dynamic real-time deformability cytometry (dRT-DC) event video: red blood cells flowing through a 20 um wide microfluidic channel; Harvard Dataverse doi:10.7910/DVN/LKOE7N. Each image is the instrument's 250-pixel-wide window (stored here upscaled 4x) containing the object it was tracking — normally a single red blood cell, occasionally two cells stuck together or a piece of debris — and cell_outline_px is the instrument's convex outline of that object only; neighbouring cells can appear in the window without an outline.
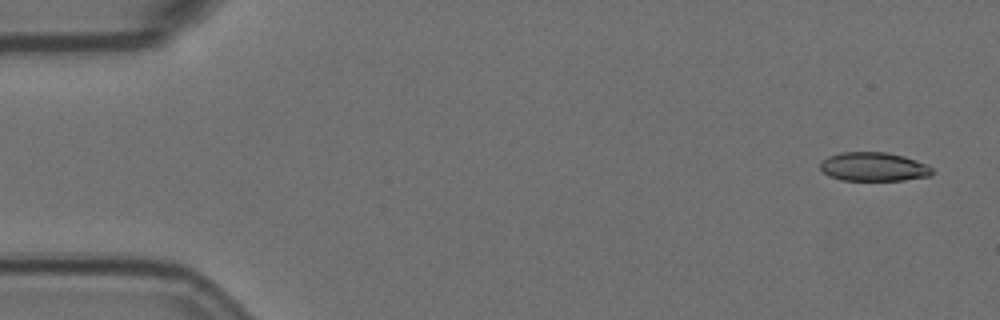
{"species": "Egyptian fruit bat (a non-hibernating species)", "species_latin": "Rousettus aegyptiacus", "temperature_condition": "room temperature", "stored_images_in_passage": 7, "camera_frame_rate_fps": 3000, "um_per_image_px": 0.085, "animal": {"sex": "female"}, "frame": {"image": 1, "passage_image": 1, "time_ms": 0.0, "image_size_px": [1000, 320], "cell_outline_px": [[932, 176], [904, 180], [840, 180], [828, 176], [820, 168], [820, 160], [828, 156], [840, 152], [888, 152], [904, 156], [916, 160], [932, 168]], "centroid_in_image_um": [74.23, 14.17], "position_along_channel_um": 10.8, "area_um2": 18.96}}
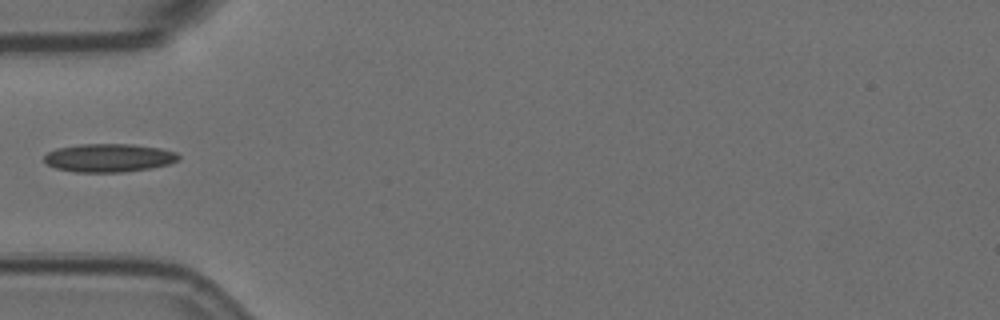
{"frame": {"image": 2, "passage_image": 4, "time_ms": 1.0, "image_size_px": [1000, 320], "cell_outline_px": [[180, 156], [176, 160], [168, 164], [152, 168], [124, 172], [72, 172], [56, 168], [44, 164], [44, 156], [48, 152], [56, 148], [80, 144], [132, 144], [160, 148], [176, 152]], "centroid_in_image_um": [9.21, 13.42], "position_along_channel_um": 75.8, "area_um2": 22.31}}
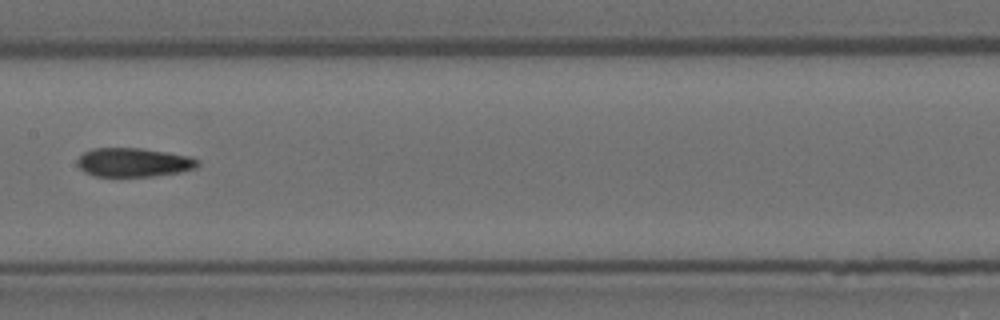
{"frame": {"image": 3, "passage_image": 7, "time_ms": 2.0, "image_size_px": [1000, 320], "cell_outline_px": [[200, 164], [196, 168], [180, 172], [152, 176], [96, 176], [84, 172], [76, 164], [76, 160], [84, 152], [92, 148], [140, 148], [168, 152], [188, 156], [196, 160]], "centroid_in_image_um": [11.32, 13.8], "position_along_channel_um": 196.1, "area_um2": 20.23}}